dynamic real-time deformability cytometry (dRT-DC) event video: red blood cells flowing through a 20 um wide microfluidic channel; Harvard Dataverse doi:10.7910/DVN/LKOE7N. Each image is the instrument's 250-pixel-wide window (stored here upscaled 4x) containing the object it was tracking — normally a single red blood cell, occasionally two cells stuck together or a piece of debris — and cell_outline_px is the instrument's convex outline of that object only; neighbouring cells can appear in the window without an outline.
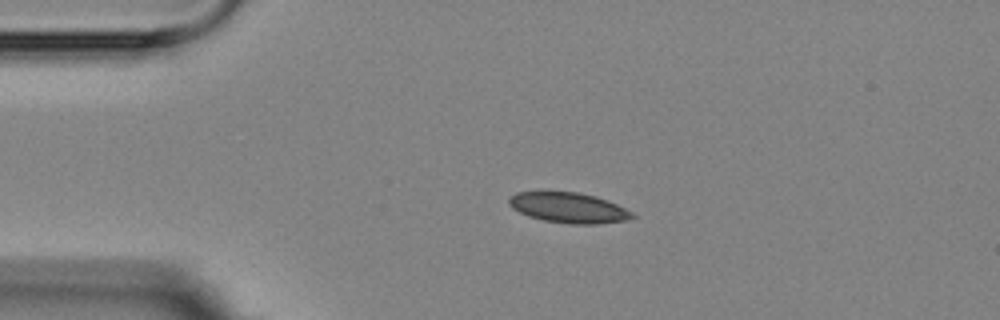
{"species": "Egyptian fruit bat (a non-hibernating species)", "species_latin": "Rousettus aegyptiacus", "temperature_condition": "room temperature", "stored_images_in_passage": 4, "camera_frame_rate_fps": 3000, "um_per_image_px": 0.085, "animal": {"sex": "female"}, "frame": {"image": 1, "passage_image": 3, "time_ms": 2.333, "image_size_px": [1000, 320], "cell_outline_px": [[636, 216], [628, 220], [596, 224], [572, 224], [544, 220], [528, 216], [512, 208], [508, 204], [508, 200], [516, 192], [580, 192], [596, 196], [608, 200], [632, 212]], "centroid_in_image_um": [48.35, 17.66], "position_along_channel_um": 36.7, "area_um2": 21.73}}